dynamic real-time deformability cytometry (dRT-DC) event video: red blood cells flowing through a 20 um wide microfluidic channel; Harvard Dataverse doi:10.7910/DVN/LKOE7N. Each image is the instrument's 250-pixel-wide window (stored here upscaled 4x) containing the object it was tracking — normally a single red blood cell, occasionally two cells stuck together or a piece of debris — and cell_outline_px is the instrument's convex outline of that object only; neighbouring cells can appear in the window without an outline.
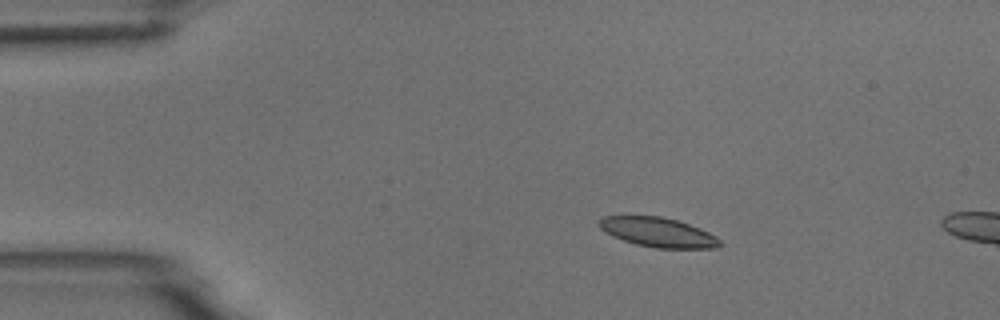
{"species": "common noctule bat (a hibernating species)", "species_latin": "Nyctalus noctula", "temperature_condition": "room temperature", "stored_images_in_passage": 5, "camera_frame_rate_fps": 3000, "um_per_image_px": 0.085, "animal": {"sex": "male", "body_mass_g": 18.8}, "frame": {"image": 1, "passage_image": 3, "time_ms": 2.333, "image_size_px": [1000, 320], "cell_outline_px": [[724, 244], [720, 248], [656, 248], [636, 244], [612, 236], [604, 232], [596, 224], [596, 220], [604, 216], [660, 216], [676, 220], [700, 228], [716, 236]], "centroid_in_image_um": [55.92, 19.74], "position_along_channel_um": 29.1, "area_um2": 20.92}}